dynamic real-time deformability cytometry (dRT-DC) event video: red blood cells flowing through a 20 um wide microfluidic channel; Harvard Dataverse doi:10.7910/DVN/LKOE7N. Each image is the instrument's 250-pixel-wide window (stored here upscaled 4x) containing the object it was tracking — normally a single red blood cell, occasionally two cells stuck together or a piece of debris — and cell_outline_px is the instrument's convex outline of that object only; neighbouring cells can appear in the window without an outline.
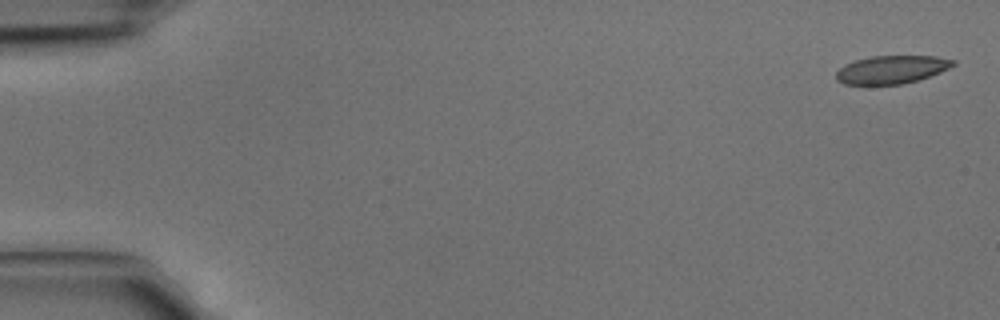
{"species": "common noctule bat (a hibernating species)", "species_latin": "Nyctalus noctula", "temperature_condition": "cold", "stored_images_in_passage": 5, "camera_frame_rate_fps": 3000, "um_per_image_px": 0.085, "animal": {"sex": "male", "body_mass_g": 15.6}, "frame": {"image": 1, "passage_image": 1, "time_ms": 0.0, "image_size_px": [1000, 320], "cell_outline_px": [[956, 64], [940, 72], [904, 84], [844, 84], [836, 80], [836, 72], [844, 64], [856, 60], [872, 56], [936, 56], [956, 60]], "centroid_in_image_um": [75.78, 5.9], "position_along_channel_um": 9.2, "area_um2": 19.02}}